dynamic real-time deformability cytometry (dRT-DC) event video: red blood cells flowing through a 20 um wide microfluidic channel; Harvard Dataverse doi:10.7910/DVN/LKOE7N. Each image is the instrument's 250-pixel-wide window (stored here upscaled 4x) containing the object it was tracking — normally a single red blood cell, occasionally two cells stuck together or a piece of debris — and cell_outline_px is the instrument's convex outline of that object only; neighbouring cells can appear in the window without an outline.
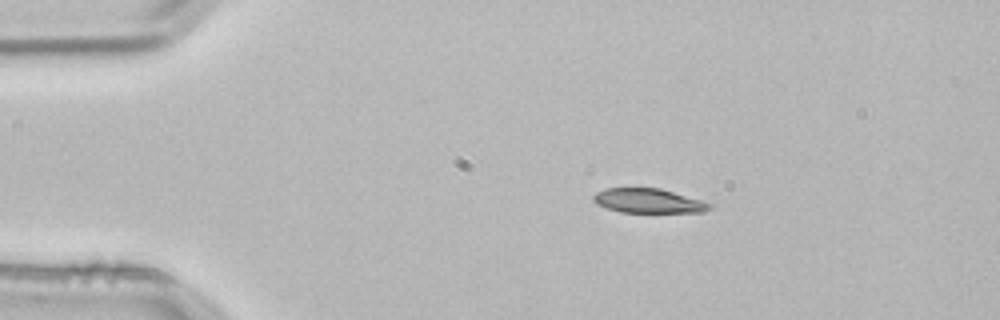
{"species": "common noctule bat (a hibernating species)", "species_latin": "Nyctalus noctula", "temperature_condition": "room temperature", "stored_images_in_passage": 2, "camera_frame_rate_fps": 3000, "um_per_image_px": 0.085, "animal": {"sex": "male", "body_mass_g": 21.5, "forearm_length_mm": 52.0}, "frame": {"image": 1, "passage_image": 1, "time_ms": 0.0, "image_size_px": [1000, 320], "cell_outline_px": [[712, 208], [704, 212], [620, 212], [596, 204], [592, 200], [592, 196], [596, 192], [604, 188], [660, 188], [700, 200], [712, 204]], "centroid_in_image_um": [55.08, 17.07], "position_along_channel_um": 29.9, "area_um2": 16.47}}